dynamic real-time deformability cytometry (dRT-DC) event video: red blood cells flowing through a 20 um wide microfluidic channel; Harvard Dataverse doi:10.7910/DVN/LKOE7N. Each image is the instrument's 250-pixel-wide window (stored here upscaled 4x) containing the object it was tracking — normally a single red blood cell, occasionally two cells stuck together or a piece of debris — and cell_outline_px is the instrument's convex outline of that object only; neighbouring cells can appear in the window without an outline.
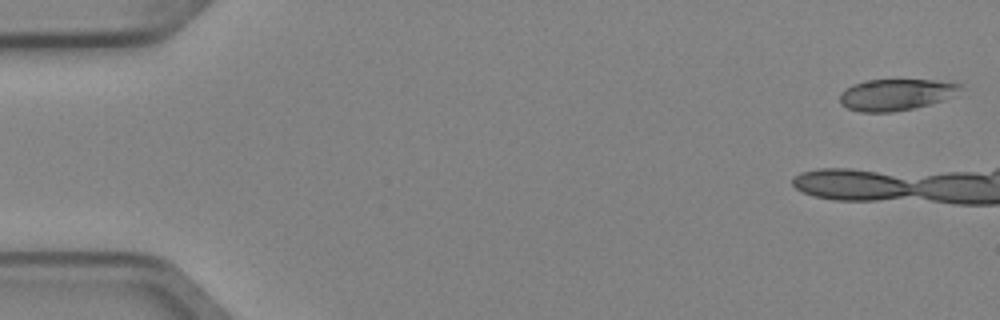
{"species": "Egyptian fruit bat (a non-hibernating species)", "species_latin": "Rousettus aegyptiacus", "temperature_condition": "cold", "stored_images_in_passage": 3, "camera_frame_rate_fps": 3000, "um_per_image_px": 0.085, "animal": {"sex": "female"}, "frame": {"image": 1, "passage_image": 1, "time_ms": 0.0, "image_size_px": [1000, 320], "cell_outline_px": [[960, 84], [944, 100], [916, 108], [892, 112], [860, 112], [848, 108], [840, 104], [840, 92], [844, 88], [852, 84], [864, 80], [936, 80]], "centroid_in_image_um": [76.01, 8.05], "position_along_channel_um": 9.0, "area_um2": 21.79}}